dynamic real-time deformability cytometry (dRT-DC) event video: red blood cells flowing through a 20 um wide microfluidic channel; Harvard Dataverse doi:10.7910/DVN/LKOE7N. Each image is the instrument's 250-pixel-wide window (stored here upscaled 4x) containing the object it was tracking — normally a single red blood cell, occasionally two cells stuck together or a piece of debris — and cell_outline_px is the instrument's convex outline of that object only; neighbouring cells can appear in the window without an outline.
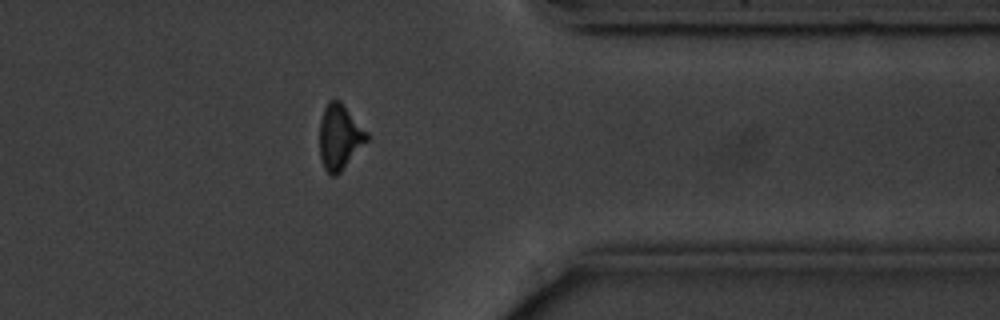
{"species": "common noctule bat (a hibernating species)", "species_latin": "Nyctalus noctula", "temperature_condition": "cold", "stored_images_in_passage": 13, "camera_frame_rate_fps": 3000, "um_per_image_px": 0.085, "animal": {"sex": "male", "body_mass_g": 20.1, "forearm_length_mm": 53.5}, "frame": {"image": 1, "passage_image": 13, "time_ms": 14.667, "image_size_px": [1000, 320], "cell_outline_px": [[368, 140], [340, 172], [336, 176], [332, 176], [324, 168], [320, 156], [320, 120], [324, 108], [328, 100], [340, 100], [368, 132]], "centroid_in_image_um": [28.87, 11.62], "position_along_channel_um": 382.5, "area_um2": 17.86}, "authors_computed_cell_mechanics": {"area_um2": 18.3226, "velocity_mm_per_s": 3.5917, "shape_relaxation_time_tau1_ms": 2.0687, "shape_relaxation_time_tau2_ms": 4.6789, "deformation_change_tau1": 0.1056, "deformation_change_tau2": 0.0986}}